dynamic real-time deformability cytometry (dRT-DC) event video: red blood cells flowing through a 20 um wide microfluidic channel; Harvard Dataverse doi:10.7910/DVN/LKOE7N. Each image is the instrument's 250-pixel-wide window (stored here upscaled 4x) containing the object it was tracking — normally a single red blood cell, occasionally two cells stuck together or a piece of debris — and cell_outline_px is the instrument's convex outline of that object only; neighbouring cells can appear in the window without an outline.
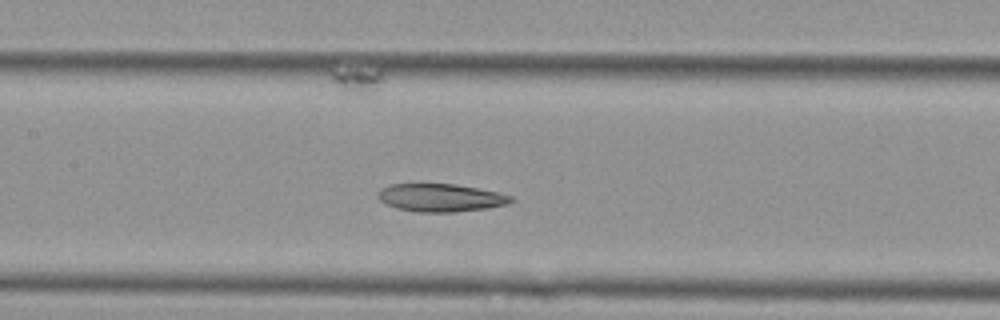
{"species": "Egyptian fruit bat (a non-hibernating species)", "species_latin": "Rousettus aegyptiacus", "temperature_condition": "cold", "stored_images_in_passage": 18, "camera_frame_rate_fps": 3000, "um_per_image_px": 0.085, "animal": {"sex": "female"}, "frame": {"image": 1, "passage_image": 8, "time_ms": 2.333, "image_size_px": [1000, 320], "cell_outline_px": [[516, 200], [508, 204], [488, 208], [456, 212], [420, 212], [396, 208], [384, 204], [380, 200], [380, 188], [392, 184], [456, 184], [496, 192], [512, 196]], "centroid_in_image_um": [37.48, 16.81], "position_along_channel_um": 169.9, "area_um2": 21.56}}
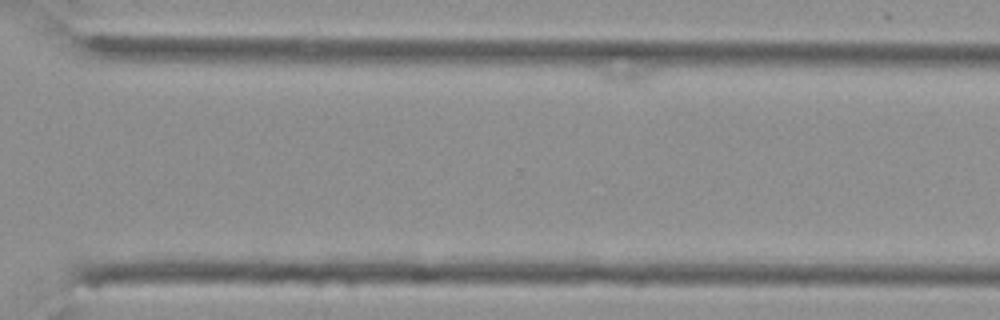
{"frame": {"image": 2, "passage_image": 16, "time_ms": 5.0, "image_size_px": [1000, 320], "cell_outline_px": [[656, 68], [648, 84], [644, 88], [620, 84], [600, 80], [592, 68], [596, 60], [612, 48], [644, 48]], "centroid_in_image_um": [53.16, 5.7], "position_along_channel_um": 317.4, "area_um2": 13.7}}